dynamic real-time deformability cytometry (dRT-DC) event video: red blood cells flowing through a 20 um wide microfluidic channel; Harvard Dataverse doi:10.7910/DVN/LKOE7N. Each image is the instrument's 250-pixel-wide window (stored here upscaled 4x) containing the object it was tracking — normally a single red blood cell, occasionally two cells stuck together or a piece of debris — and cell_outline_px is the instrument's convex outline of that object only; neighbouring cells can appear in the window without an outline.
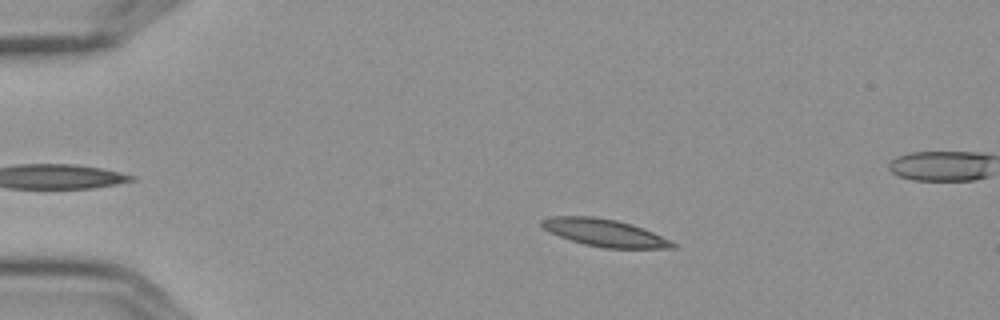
{"species": "Egyptian fruit bat (a non-hibernating species)", "species_latin": "Rousettus aegyptiacus", "temperature_condition": "cold", "stored_images_in_passage": 5, "camera_frame_rate_fps": 3000, "um_per_image_px": 0.085, "frame": {"image": 1, "passage_image": 3, "time_ms": 0.667, "image_size_px": [1000, 320], "cell_outline_px": [[676, 248], [604, 248], [584, 244], [548, 232], [540, 224], [540, 220], [552, 216], [592, 216], [616, 220], [632, 224], [652, 232], [676, 244]], "centroid_in_image_um": [51.34, 19.78], "position_along_channel_um": 33.7, "area_um2": 20.63}}